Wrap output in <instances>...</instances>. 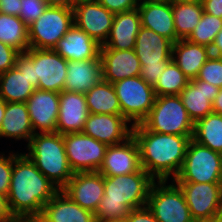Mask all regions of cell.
<instances>
[{
    "mask_svg": "<svg viewBox=\"0 0 222 222\" xmlns=\"http://www.w3.org/2000/svg\"><path fill=\"white\" fill-rule=\"evenodd\" d=\"M132 136L139 147L141 168L154 180H174L180 172L189 141L193 135H174L133 125Z\"/></svg>",
    "mask_w": 222,
    "mask_h": 222,
    "instance_id": "obj_1",
    "label": "cell"
},
{
    "mask_svg": "<svg viewBox=\"0 0 222 222\" xmlns=\"http://www.w3.org/2000/svg\"><path fill=\"white\" fill-rule=\"evenodd\" d=\"M58 191L25 153H15L7 198L10 211L17 220L40 215L43 206Z\"/></svg>",
    "mask_w": 222,
    "mask_h": 222,
    "instance_id": "obj_2",
    "label": "cell"
},
{
    "mask_svg": "<svg viewBox=\"0 0 222 222\" xmlns=\"http://www.w3.org/2000/svg\"><path fill=\"white\" fill-rule=\"evenodd\" d=\"M154 181L143 168L128 175L104 176V196L95 212L96 222L127 218L131 210L147 206Z\"/></svg>",
    "mask_w": 222,
    "mask_h": 222,
    "instance_id": "obj_3",
    "label": "cell"
},
{
    "mask_svg": "<svg viewBox=\"0 0 222 222\" xmlns=\"http://www.w3.org/2000/svg\"><path fill=\"white\" fill-rule=\"evenodd\" d=\"M24 152L36 167L59 190H62L74 172L69 166L63 135L57 132L35 133Z\"/></svg>",
    "mask_w": 222,
    "mask_h": 222,
    "instance_id": "obj_4",
    "label": "cell"
},
{
    "mask_svg": "<svg viewBox=\"0 0 222 222\" xmlns=\"http://www.w3.org/2000/svg\"><path fill=\"white\" fill-rule=\"evenodd\" d=\"M173 42L151 29L141 26L134 51L140 61V77L154 86L172 60Z\"/></svg>",
    "mask_w": 222,
    "mask_h": 222,
    "instance_id": "obj_5",
    "label": "cell"
},
{
    "mask_svg": "<svg viewBox=\"0 0 222 222\" xmlns=\"http://www.w3.org/2000/svg\"><path fill=\"white\" fill-rule=\"evenodd\" d=\"M141 124L149 131L174 135H193L194 122L179 95L158 96Z\"/></svg>",
    "mask_w": 222,
    "mask_h": 222,
    "instance_id": "obj_6",
    "label": "cell"
},
{
    "mask_svg": "<svg viewBox=\"0 0 222 222\" xmlns=\"http://www.w3.org/2000/svg\"><path fill=\"white\" fill-rule=\"evenodd\" d=\"M173 181L222 183L221 153L191 139L182 168Z\"/></svg>",
    "mask_w": 222,
    "mask_h": 222,
    "instance_id": "obj_7",
    "label": "cell"
},
{
    "mask_svg": "<svg viewBox=\"0 0 222 222\" xmlns=\"http://www.w3.org/2000/svg\"><path fill=\"white\" fill-rule=\"evenodd\" d=\"M168 181L153 182L147 207L158 222H195L181 188L173 180Z\"/></svg>",
    "mask_w": 222,
    "mask_h": 222,
    "instance_id": "obj_8",
    "label": "cell"
},
{
    "mask_svg": "<svg viewBox=\"0 0 222 222\" xmlns=\"http://www.w3.org/2000/svg\"><path fill=\"white\" fill-rule=\"evenodd\" d=\"M122 116L133 126L140 124L154 105L156 94L140 76L128 77L113 83Z\"/></svg>",
    "mask_w": 222,
    "mask_h": 222,
    "instance_id": "obj_9",
    "label": "cell"
},
{
    "mask_svg": "<svg viewBox=\"0 0 222 222\" xmlns=\"http://www.w3.org/2000/svg\"><path fill=\"white\" fill-rule=\"evenodd\" d=\"M73 25L72 7L48 6L44 13L28 26L30 48L53 49Z\"/></svg>",
    "mask_w": 222,
    "mask_h": 222,
    "instance_id": "obj_10",
    "label": "cell"
},
{
    "mask_svg": "<svg viewBox=\"0 0 222 222\" xmlns=\"http://www.w3.org/2000/svg\"><path fill=\"white\" fill-rule=\"evenodd\" d=\"M182 190L195 221L222 218V183L175 182Z\"/></svg>",
    "mask_w": 222,
    "mask_h": 222,
    "instance_id": "obj_11",
    "label": "cell"
},
{
    "mask_svg": "<svg viewBox=\"0 0 222 222\" xmlns=\"http://www.w3.org/2000/svg\"><path fill=\"white\" fill-rule=\"evenodd\" d=\"M69 166L74 173L98 171L108 145L83 132L63 135Z\"/></svg>",
    "mask_w": 222,
    "mask_h": 222,
    "instance_id": "obj_12",
    "label": "cell"
},
{
    "mask_svg": "<svg viewBox=\"0 0 222 222\" xmlns=\"http://www.w3.org/2000/svg\"><path fill=\"white\" fill-rule=\"evenodd\" d=\"M72 8L74 24L103 45L109 36L115 14L96 0L80 1L74 3Z\"/></svg>",
    "mask_w": 222,
    "mask_h": 222,
    "instance_id": "obj_13",
    "label": "cell"
},
{
    "mask_svg": "<svg viewBox=\"0 0 222 222\" xmlns=\"http://www.w3.org/2000/svg\"><path fill=\"white\" fill-rule=\"evenodd\" d=\"M33 66L38 89L52 92L64 90L67 60L53 49H34Z\"/></svg>",
    "mask_w": 222,
    "mask_h": 222,
    "instance_id": "obj_14",
    "label": "cell"
},
{
    "mask_svg": "<svg viewBox=\"0 0 222 222\" xmlns=\"http://www.w3.org/2000/svg\"><path fill=\"white\" fill-rule=\"evenodd\" d=\"M62 191L82 208L96 212L104 196V176L98 172H77Z\"/></svg>",
    "mask_w": 222,
    "mask_h": 222,
    "instance_id": "obj_15",
    "label": "cell"
},
{
    "mask_svg": "<svg viewBox=\"0 0 222 222\" xmlns=\"http://www.w3.org/2000/svg\"><path fill=\"white\" fill-rule=\"evenodd\" d=\"M132 127L122 115L89 113L82 132L110 146L128 139Z\"/></svg>",
    "mask_w": 222,
    "mask_h": 222,
    "instance_id": "obj_16",
    "label": "cell"
},
{
    "mask_svg": "<svg viewBox=\"0 0 222 222\" xmlns=\"http://www.w3.org/2000/svg\"><path fill=\"white\" fill-rule=\"evenodd\" d=\"M60 93L35 89L34 93L27 99L31 125L34 134L56 132L59 115Z\"/></svg>",
    "mask_w": 222,
    "mask_h": 222,
    "instance_id": "obj_17",
    "label": "cell"
},
{
    "mask_svg": "<svg viewBox=\"0 0 222 222\" xmlns=\"http://www.w3.org/2000/svg\"><path fill=\"white\" fill-rule=\"evenodd\" d=\"M140 169L139 147L131 135L124 142L107 147L98 172L103 176H120L138 172Z\"/></svg>",
    "mask_w": 222,
    "mask_h": 222,
    "instance_id": "obj_18",
    "label": "cell"
},
{
    "mask_svg": "<svg viewBox=\"0 0 222 222\" xmlns=\"http://www.w3.org/2000/svg\"><path fill=\"white\" fill-rule=\"evenodd\" d=\"M102 80L115 83L128 77L140 76L141 64L134 51L100 49Z\"/></svg>",
    "mask_w": 222,
    "mask_h": 222,
    "instance_id": "obj_19",
    "label": "cell"
},
{
    "mask_svg": "<svg viewBox=\"0 0 222 222\" xmlns=\"http://www.w3.org/2000/svg\"><path fill=\"white\" fill-rule=\"evenodd\" d=\"M89 115L84 93L60 92L56 132L62 135L82 132Z\"/></svg>",
    "mask_w": 222,
    "mask_h": 222,
    "instance_id": "obj_20",
    "label": "cell"
},
{
    "mask_svg": "<svg viewBox=\"0 0 222 222\" xmlns=\"http://www.w3.org/2000/svg\"><path fill=\"white\" fill-rule=\"evenodd\" d=\"M220 88L206 81L191 79L179 94L189 117L195 123L213 113V102Z\"/></svg>",
    "mask_w": 222,
    "mask_h": 222,
    "instance_id": "obj_21",
    "label": "cell"
},
{
    "mask_svg": "<svg viewBox=\"0 0 222 222\" xmlns=\"http://www.w3.org/2000/svg\"><path fill=\"white\" fill-rule=\"evenodd\" d=\"M101 45L75 24L53 48L67 61H81L100 58Z\"/></svg>",
    "mask_w": 222,
    "mask_h": 222,
    "instance_id": "obj_22",
    "label": "cell"
},
{
    "mask_svg": "<svg viewBox=\"0 0 222 222\" xmlns=\"http://www.w3.org/2000/svg\"><path fill=\"white\" fill-rule=\"evenodd\" d=\"M141 26L151 29L159 35L176 42V30L172 12V3L169 0H151L137 7Z\"/></svg>",
    "mask_w": 222,
    "mask_h": 222,
    "instance_id": "obj_23",
    "label": "cell"
},
{
    "mask_svg": "<svg viewBox=\"0 0 222 222\" xmlns=\"http://www.w3.org/2000/svg\"><path fill=\"white\" fill-rule=\"evenodd\" d=\"M140 28L141 17L137 8L115 14L109 36L101 49H134Z\"/></svg>",
    "mask_w": 222,
    "mask_h": 222,
    "instance_id": "obj_24",
    "label": "cell"
},
{
    "mask_svg": "<svg viewBox=\"0 0 222 222\" xmlns=\"http://www.w3.org/2000/svg\"><path fill=\"white\" fill-rule=\"evenodd\" d=\"M40 215L47 222H96L95 213L79 206L62 190L43 206Z\"/></svg>",
    "mask_w": 222,
    "mask_h": 222,
    "instance_id": "obj_25",
    "label": "cell"
},
{
    "mask_svg": "<svg viewBox=\"0 0 222 222\" xmlns=\"http://www.w3.org/2000/svg\"><path fill=\"white\" fill-rule=\"evenodd\" d=\"M101 79V58L67 61L64 91L85 94Z\"/></svg>",
    "mask_w": 222,
    "mask_h": 222,
    "instance_id": "obj_26",
    "label": "cell"
},
{
    "mask_svg": "<svg viewBox=\"0 0 222 222\" xmlns=\"http://www.w3.org/2000/svg\"><path fill=\"white\" fill-rule=\"evenodd\" d=\"M33 135L34 130L26 103L6 102L5 114L0 126V138L24 140L28 144Z\"/></svg>",
    "mask_w": 222,
    "mask_h": 222,
    "instance_id": "obj_27",
    "label": "cell"
},
{
    "mask_svg": "<svg viewBox=\"0 0 222 222\" xmlns=\"http://www.w3.org/2000/svg\"><path fill=\"white\" fill-rule=\"evenodd\" d=\"M210 56L211 49L207 46L191 43L187 39L173 43L172 60L190 80L198 76Z\"/></svg>",
    "mask_w": 222,
    "mask_h": 222,
    "instance_id": "obj_28",
    "label": "cell"
},
{
    "mask_svg": "<svg viewBox=\"0 0 222 222\" xmlns=\"http://www.w3.org/2000/svg\"><path fill=\"white\" fill-rule=\"evenodd\" d=\"M85 98L89 113L122 115L112 83L101 79L85 93Z\"/></svg>",
    "mask_w": 222,
    "mask_h": 222,
    "instance_id": "obj_29",
    "label": "cell"
},
{
    "mask_svg": "<svg viewBox=\"0 0 222 222\" xmlns=\"http://www.w3.org/2000/svg\"><path fill=\"white\" fill-rule=\"evenodd\" d=\"M35 89L16 67L0 74V98L5 102L25 103Z\"/></svg>",
    "mask_w": 222,
    "mask_h": 222,
    "instance_id": "obj_30",
    "label": "cell"
},
{
    "mask_svg": "<svg viewBox=\"0 0 222 222\" xmlns=\"http://www.w3.org/2000/svg\"><path fill=\"white\" fill-rule=\"evenodd\" d=\"M192 139L197 143L222 153V115L210 113L194 123Z\"/></svg>",
    "mask_w": 222,
    "mask_h": 222,
    "instance_id": "obj_31",
    "label": "cell"
},
{
    "mask_svg": "<svg viewBox=\"0 0 222 222\" xmlns=\"http://www.w3.org/2000/svg\"><path fill=\"white\" fill-rule=\"evenodd\" d=\"M0 41L26 52L30 48L28 26L18 16L0 13Z\"/></svg>",
    "mask_w": 222,
    "mask_h": 222,
    "instance_id": "obj_32",
    "label": "cell"
},
{
    "mask_svg": "<svg viewBox=\"0 0 222 222\" xmlns=\"http://www.w3.org/2000/svg\"><path fill=\"white\" fill-rule=\"evenodd\" d=\"M176 41L187 39L204 13L202 2L172 3Z\"/></svg>",
    "mask_w": 222,
    "mask_h": 222,
    "instance_id": "obj_33",
    "label": "cell"
},
{
    "mask_svg": "<svg viewBox=\"0 0 222 222\" xmlns=\"http://www.w3.org/2000/svg\"><path fill=\"white\" fill-rule=\"evenodd\" d=\"M189 81L190 79L186 77L176 63L171 60L153 86L154 92L156 97L179 95Z\"/></svg>",
    "mask_w": 222,
    "mask_h": 222,
    "instance_id": "obj_34",
    "label": "cell"
},
{
    "mask_svg": "<svg viewBox=\"0 0 222 222\" xmlns=\"http://www.w3.org/2000/svg\"><path fill=\"white\" fill-rule=\"evenodd\" d=\"M221 28V18L204 12L199 23L189 35L187 40L191 43L204 45L211 48L214 39Z\"/></svg>",
    "mask_w": 222,
    "mask_h": 222,
    "instance_id": "obj_35",
    "label": "cell"
},
{
    "mask_svg": "<svg viewBox=\"0 0 222 222\" xmlns=\"http://www.w3.org/2000/svg\"><path fill=\"white\" fill-rule=\"evenodd\" d=\"M196 80L206 81L222 88V57L211 55L201 67Z\"/></svg>",
    "mask_w": 222,
    "mask_h": 222,
    "instance_id": "obj_36",
    "label": "cell"
},
{
    "mask_svg": "<svg viewBox=\"0 0 222 222\" xmlns=\"http://www.w3.org/2000/svg\"><path fill=\"white\" fill-rule=\"evenodd\" d=\"M21 11L19 18L27 25L35 22L44 13L48 4L45 0H20Z\"/></svg>",
    "mask_w": 222,
    "mask_h": 222,
    "instance_id": "obj_37",
    "label": "cell"
},
{
    "mask_svg": "<svg viewBox=\"0 0 222 222\" xmlns=\"http://www.w3.org/2000/svg\"><path fill=\"white\" fill-rule=\"evenodd\" d=\"M15 150H11L8 155L0 152V194H8L10 181L12 178L13 162L15 160Z\"/></svg>",
    "mask_w": 222,
    "mask_h": 222,
    "instance_id": "obj_38",
    "label": "cell"
},
{
    "mask_svg": "<svg viewBox=\"0 0 222 222\" xmlns=\"http://www.w3.org/2000/svg\"><path fill=\"white\" fill-rule=\"evenodd\" d=\"M15 67L26 76L29 82L38 89L39 79H35L33 66V48H29L26 52L20 53L15 60Z\"/></svg>",
    "mask_w": 222,
    "mask_h": 222,
    "instance_id": "obj_39",
    "label": "cell"
},
{
    "mask_svg": "<svg viewBox=\"0 0 222 222\" xmlns=\"http://www.w3.org/2000/svg\"><path fill=\"white\" fill-rule=\"evenodd\" d=\"M20 52L0 41V74L15 67V60Z\"/></svg>",
    "mask_w": 222,
    "mask_h": 222,
    "instance_id": "obj_40",
    "label": "cell"
},
{
    "mask_svg": "<svg viewBox=\"0 0 222 222\" xmlns=\"http://www.w3.org/2000/svg\"><path fill=\"white\" fill-rule=\"evenodd\" d=\"M108 11L117 14L121 12L131 11L138 7L134 0H96Z\"/></svg>",
    "mask_w": 222,
    "mask_h": 222,
    "instance_id": "obj_41",
    "label": "cell"
},
{
    "mask_svg": "<svg viewBox=\"0 0 222 222\" xmlns=\"http://www.w3.org/2000/svg\"><path fill=\"white\" fill-rule=\"evenodd\" d=\"M127 222H158L151 210L147 207H141L130 211L126 218Z\"/></svg>",
    "mask_w": 222,
    "mask_h": 222,
    "instance_id": "obj_42",
    "label": "cell"
},
{
    "mask_svg": "<svg viewBox=\"0 0 222 222\" xmlns=\"http://www.w3.org/2000/svg\"><path fill=\"white\" fill-rule=\"evenodd\" d=\"M20 11V0H0V13L19 17Z\"/></svg>",
    "mask_w": 222,
    "mask_h": 222,
    "instance_id": "obj_43",
    "label": "cell"
},
{
    "mask_svg": "<svg viewBox=\"0 0 222 222\" xmlns=\"http://www.w3.org/2000/svg\"><path fill=\"white\" fill-rule=\"evenodd\" d=\"M205 13L222 19V0H202Z\"/></svg>",
    "mask_w": 222,
    "mask_h": 222,
    "instance_id": "obj_44",
    "label": "cell"
},
{
    "mask_svg": "<svg viewBox=\"0 0 222 222\" xmlns=\"http://www.w3.org/2000/svg\"><path fill=\"white\" fill-rule=\"evenodd\" d=\"M0 222H17L10 211L7 196L2 194H0Z\"/></svg>",
    "mask_w": 222,
    "mask_h": 222,
    "instance_id": "obj_45",
    "label": "cell"
},
{
    "mask_svg": "<svg viewBox=\"0 0 222 222\" xmlns=\"http://www.w3.org/2000/svg\"><path fill=\"white\" fill-rule=\"evenodd\" d=\"M210 49H211V55L216 57H222V28L216 35Z\"/></svg>",
    "mask_w": 222,
    "mask_h": 222,
    "instance_id": "obj_46",
    "label": "cell"
},
{
    "mask_svg": "<svg viewBox=\"0 0 222 222\" xmlns=\"http://www.w3.org/2000/svg\"><path fill=\"white\" fill-rule=\"evenodd\" d=\"M213 112L222 115V88H220L213 102Z\"/></svg>",
    "mask_w": 222,
    "mask_h": 222,
    "instance_id": "obj_47",
    "label": "cell"
},
{
    "mask_svg": "<svg viewBox=\"0 0 222 222\" xmlns=\"http://www.w3.org/2000/svg\"><path fill=\"white\" fill-rule=\"evenodd\" d=\"M48 6L72 7L73 0H45Z\"/></svg>",
    "mask_w": 222,
    "mask_h": 222,
    "instance_id": "obj_48",
    "label": "cell"
},
{
    "mask_svg": "<svg viewBox=\"0 0 222 222\" xmlns=\"http://www.w3.org/2000/svg\"><path fill=\"white\" fill-rule=\"evenodd\" d=\"M17 222H47L41 215L24 216L17 220Z\"/></svg>",
    "mask_w": 222,
    "mask_h": 222,
    "instance_id": "obj_49",
    "label": "cell"
},
{
    "mask_svg": "<svg viewBox=\"0 0 222 222\" xmlns=\"http://www.w3.org/2000/svg\"><path fill=\"white\" fill-rule=\"evenodd\" d=\"M5 108H6V102L2 98H0V126L5 114Z\"/></svg>",
    "mask_w": 222,
    "mask_h": 222,
    "instance_id": "obj_50",
    "label": "cell"
},
{
    "mask_svg": "<svg viewBox=\"0 0 222 222\" xmlns=\"http://www.w3.org/2000/svg\"><path fill=\"white\" fill-rule=\"evenodd\" d=\"M171 3L202 2V0H169Z\"/></svg>",
    "mask_w": 222,
    "mask_h": 222,
    "instance_id": "obj_51",
    "label": "cell"
},
{
    "mask_svg": "<svg viewBox=\"0 0 222 222\" xmlns=\"http://www.w3.org/2000/svg\"><path fill=\"white\" fill-rule=\"evenodd\" d=\"M102 222H127L126 218H120V219H111V220H106Z\"/></svg>",
    "mask_w": 222,
    "mask_h": 222,
    "instance_id": "obj_52",
    "label": "cell"
},
{
    "mask_svg": "<svg viewBox=\"0 0 222 222\" xmlns=\"http://www.w3.org/2000/svg\"><path fill=\"white\" fill-rule=\"evenodd\" d=\"M138 5L142 4V3H146L147 1H151V0H134Z\"/></svg>",
    "mask_w": 222,
    "mask_h": 222,
    "instance_id": "obj_53",
    "label": "cell"
},
{
    "mask_svg": "<svg viewBox=\"0 0 222 222\" xmlns=\"http://www.w3.org/2000/svg\"><path fill=\"white\" fill-rule=\"evenodd\" d=\"M80 1H88V0H73V4L77 3V2H80Z\"/></svg>",
    "mask_w": 222,
    "mask_h": 222,
    "instance_id": "obj_54",
    "label": "cell"
},
{
    "mask_svg": "<svg viewBox=\"0 0 222 222\" xmlns=\"http://www.w3.org/2000/svg\"><path fill=\"white\" fill-rule=\"evenodd\" d=\"M213 222H222V218L219 220H213Z\"/></svg>",
    "mask_w": 222,
    "mask_h": 222,
    "instance_id": "obj_55",
    "label": "cell"
},
{
    "mask_svg": "<svg viewBox=\"0 0 222 222\" xmlns=\"http://www.w3.org/2000/svg\"><path fill=\"white\" fill-rule=\"evenodd\" d=\"M195 222H213V220L212 221H195Z\"/></svg>",
    "mask_w": 222,
    "mask_h": 222,
    "instance_id": "obj_56",
    "label": "cell"
}]
</instances>
